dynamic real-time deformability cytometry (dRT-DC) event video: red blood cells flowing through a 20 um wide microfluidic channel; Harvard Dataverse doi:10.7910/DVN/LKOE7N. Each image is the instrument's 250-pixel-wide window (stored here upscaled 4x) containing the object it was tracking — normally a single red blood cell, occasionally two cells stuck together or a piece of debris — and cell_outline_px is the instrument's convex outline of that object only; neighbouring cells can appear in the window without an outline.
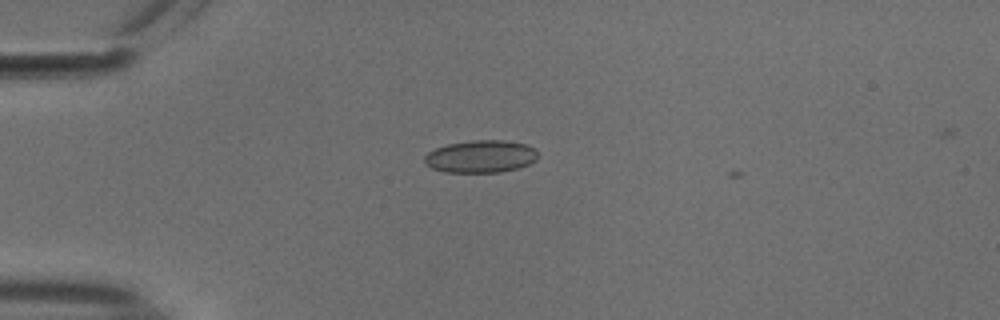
{"species": "common noctule bat (a hibernating species)", "species_latin": "Nyctalus noctula", "temperature_condition": "cold", "stored_images_in_passage": 9, "camera_frame_rate_fps": 3000, "um_per_image_px": 0.085, "animal": {"sex": "male", "body_mass_g": 18.8}, "frame": {"image": 1, "passage_image": 6, "time_ms": 1.667, "image_size_px": [1000, 320], "cell_outline_px": [[536, 160], [528, 164], [516, 168], [500, 172], [444, 172], [432, 168], [424, 164], [424, 156], [428, 152], [436, 148], [448, 144], [472, 140], [504, 140], [528, 144], [536, 148]], "centroid_in_image_um": [40.85, 13.29], "position_along_channel_um": 44.2, "area_um2": 21.5}}